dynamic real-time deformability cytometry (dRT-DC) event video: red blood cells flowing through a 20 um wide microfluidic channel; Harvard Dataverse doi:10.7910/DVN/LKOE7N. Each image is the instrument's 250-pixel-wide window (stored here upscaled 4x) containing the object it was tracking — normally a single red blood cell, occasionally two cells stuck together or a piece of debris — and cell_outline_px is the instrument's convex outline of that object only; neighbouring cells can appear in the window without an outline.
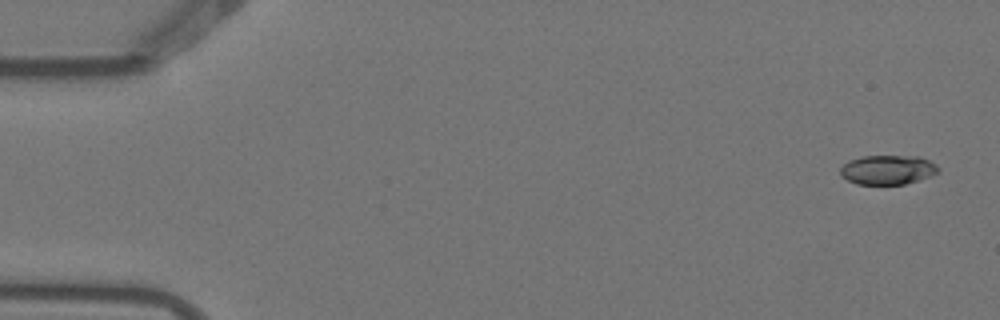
{"species": "Egyptian fruit bat (a non-hibernating species)", "species_latin": "Rousettus aegyptiacus", "temperature_condition": "warm", "stored_images_in_passage": 3, "camera_frame_rate_fps": 3000, "um_per_image_px": 0.085, "animal": {"sex": "female"}, "frame": {"image": 1, "passage_image": 1, "time_ms": 0.0, "image_size_px": [1000, 320], "cell_outline_px": [[940, 172], [904, 184], [856, 184], [840, 176], [840, 168], [848, 160], [864, 156], [920, 156], [936, 164], [940, 168]], "centroid_in_image_um": [75.44, 14.42], "position_along_channel_um": 9.6, "area_um2": 16.76}}